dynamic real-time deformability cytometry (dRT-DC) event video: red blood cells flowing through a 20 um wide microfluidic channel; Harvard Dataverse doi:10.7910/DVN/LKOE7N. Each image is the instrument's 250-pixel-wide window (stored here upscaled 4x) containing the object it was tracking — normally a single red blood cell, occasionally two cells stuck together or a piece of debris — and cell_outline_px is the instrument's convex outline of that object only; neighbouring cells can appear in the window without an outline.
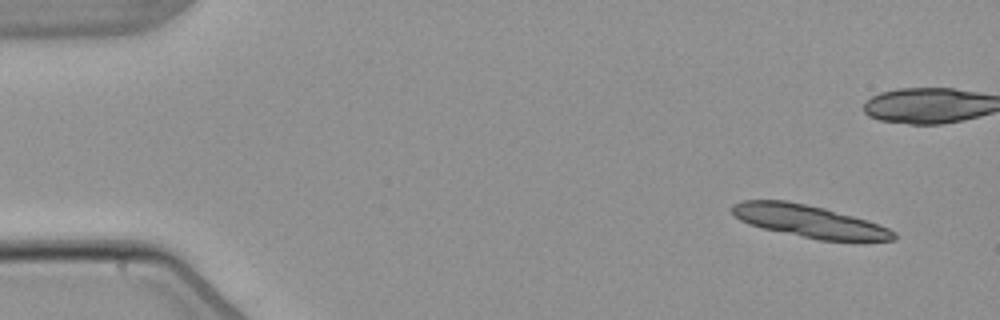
{"species": "common noctule bat (a hibernating species)", "species_latin": "Nyctalus noctula", "temperature_condition": "warm", "stored_images_in_passage": 8, "camera_frame_rate_fps": 3000, "um_per_image_px": 0.085, "animal": {"sex": "male", "body_mass_g": 21.5, "forearm_length_mm": 52.0}, "frame": {"image": 1, "passage_image": 1, "time_ms": 0.0, "image_size_px": [1000, 320], "cell_outline_px": [[896, 240], [820, 240], [764, 228], [748, 224], [732, 216], [732, 204], [744, 200], [788, 200], [824, 208], [868, 220], [888, 228], [896, 232]], "centroid_in_image_um": [68.75, 18.79], "position_along_channel_um": 16.3, "area_um2": 30.17}}